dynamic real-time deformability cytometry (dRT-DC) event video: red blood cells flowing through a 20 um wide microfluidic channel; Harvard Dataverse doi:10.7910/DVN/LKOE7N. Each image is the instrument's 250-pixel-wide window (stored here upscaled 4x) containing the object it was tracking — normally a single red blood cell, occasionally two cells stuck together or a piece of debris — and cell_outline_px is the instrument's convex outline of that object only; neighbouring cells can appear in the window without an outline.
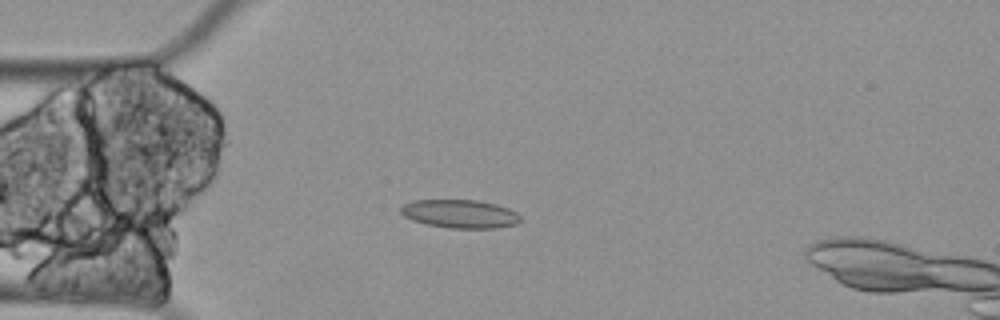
{"species": "Egyptian fruit bat (a non-hibernating species)", "species_latin": "Rousettus aegyptiacus", "temperature_condition": "cold", "stored_images_in_passage": 59, "camera_frame_rate_fps": 3000, "um_per_image_px": 0.085, "animal": {"sex": "female"}, "frame": {"image": 1, "passage_image": 16, "time_ms": 5.0, "image_size_px": [1000, 320], "cell_outline_px": [[520, 220], [516, 224], [496, 228], [448, 228], [424, 224], [412, 220], [404, 216], [400, 212], [400, 208], [404, 204], [412, 200], [476, 200], [496, 204], [508, 208], [516, 212], [520, 216]], "centroid_in_image_um": [39.07, 18.18], "position_along_channel_um": 45.9, "area_um2": 19.88}}
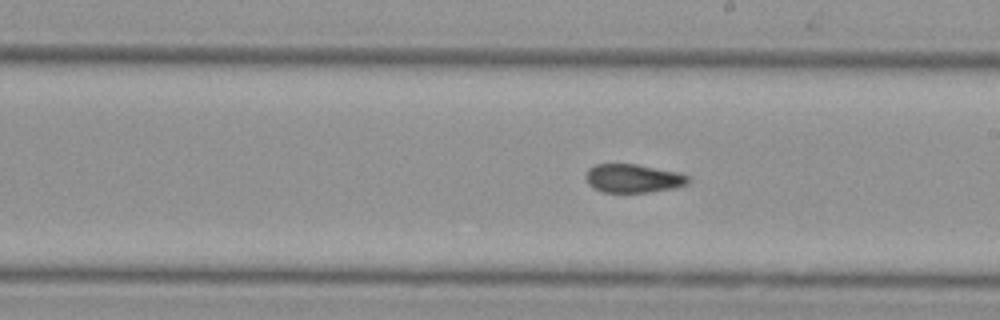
{"frame": {"image": 2, "passage_image": 34, "time_ms": 11.0, "image_size_px": [1000, 320], "cell_outline_px": [[692, 180], [688, 184], [676, 188], [648, 192], [604, 192], [592, 188], [588, 184], [584, 176], [588, 168], [596, 164], [636, 164], [680, 172], [688, 176]], "centroid_in_image_um": [53.83, 15.16], "position_along_channel_um": 235.2, "area_um2": 17.34}}
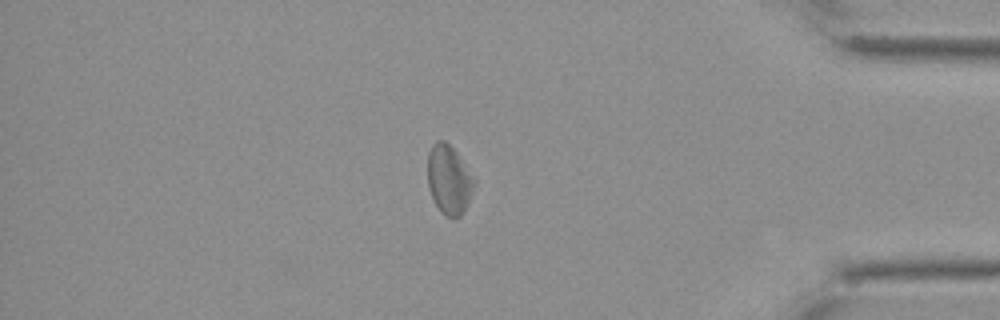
{"frame": {"image": 3, "passage_image": 52, "time_ms": 17.0, "image_size_px": [1000, 320], "cell_outline_px": [[476, 180], [472, 192], [460, 216], [444, 216], [440, 212], [428, 188], [428, 152], [432, 144], [436, 140], [444, 140], [456, 152]], "centroid_in_image_um": [38.14, 15.24], "position_along_channel_um": 397.1, "area_um2": 18.44}}